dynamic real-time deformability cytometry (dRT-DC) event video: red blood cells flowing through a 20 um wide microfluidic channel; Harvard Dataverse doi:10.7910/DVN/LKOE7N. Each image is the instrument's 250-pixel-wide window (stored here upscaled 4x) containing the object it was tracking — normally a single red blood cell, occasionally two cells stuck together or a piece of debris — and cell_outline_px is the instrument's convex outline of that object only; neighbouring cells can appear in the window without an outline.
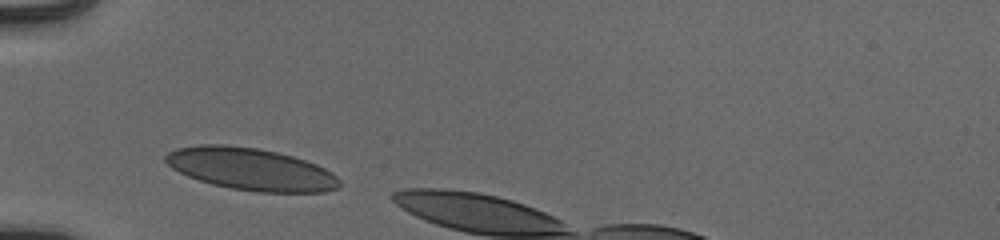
{"species": "human", "species_latin": "Homo sapiens", "temperature_condition": "cold", "stored_images_in_passage": 3, "camera_frame_rate_fps": 3000, "um_per_image_px": 0.085, "donor": {"sex": "male"}, "frame": {"image": 1, "passage_image": 1, "time_ms": 0.0, "image_size_px": [1000, 240], "cell_outline_px": [[340, 188], [324, 192], [260, 192], [232, 188], [212, 184], [188, 176], [172, 168], [164, 160], [164, 156], [168, 152], [176, 148], [200, 144], [224, 144], [256, 148], [276, 152], [292, 156], [316, 164], [332, 172], [340, 180]], "centroid_in_image_um": [21.32, 14.37], "position_along_channel_um": 63.7, "area_um2": 42.66}}